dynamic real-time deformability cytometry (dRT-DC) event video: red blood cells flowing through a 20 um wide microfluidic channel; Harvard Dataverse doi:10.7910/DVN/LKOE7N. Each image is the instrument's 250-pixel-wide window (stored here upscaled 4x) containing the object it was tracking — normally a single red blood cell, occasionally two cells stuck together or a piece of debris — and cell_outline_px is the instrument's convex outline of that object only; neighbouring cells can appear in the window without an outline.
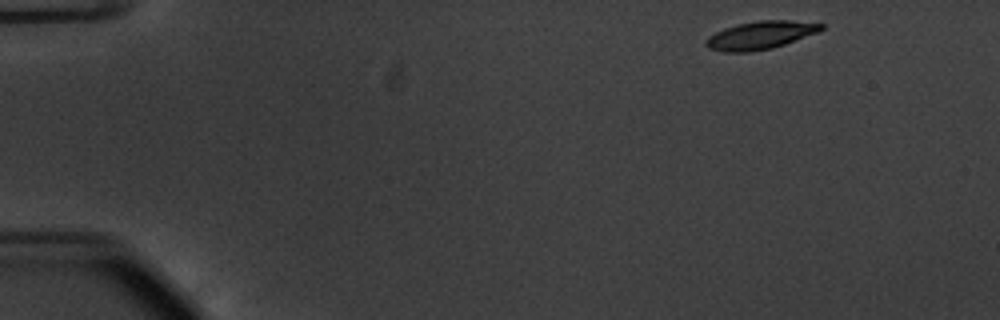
{"species": "common noctule bat (a hibernating species)", "species_latin": "Nyctalus noctula", "temperature_condition": "warm", "stored_images_in_passage": 49, "camera_frame_rate_fps": 3000, "um_per_image_px": 0.085, "animal": {"sex": "male", "body_mass_g": 20.1, "forearm_length_mm": 53.5}, "frame": {"image": 1, "passage_image": 1, "time_ms": 0.0, "image_size_px": [1000, 320], "cell_outline_px": [[824, 28], [820, 32], [772, 48], [748, 52], [724, 52], [708, 48], [704, 44], [704, 40], [708, 36], [724, 28], [736, 24], [760, 20], [788, 20], [824, 24]], "centroid_in_image_um": [64.61, 2.99], "position_along_channel_um": 20.4, "area_um2": 18.9}}
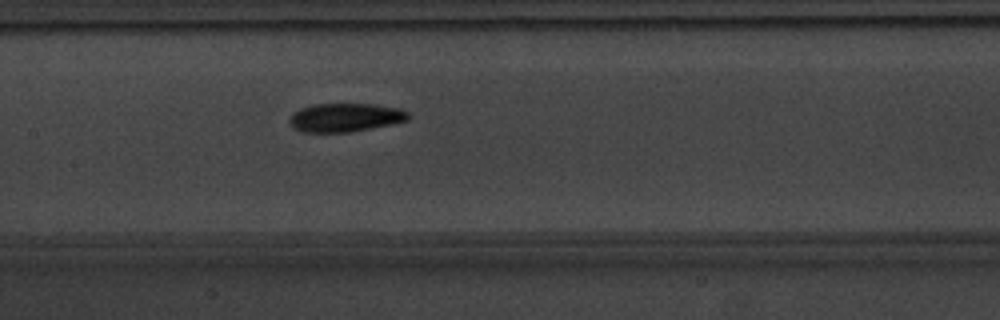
{"frame": {"image": 2, "passage_image": 22, "time_ms": 7.0, "image_size_px": [1000, 320], "cell_outline_px": [[408, 120], [392, 124], [352, 132], [300, 132], [292, 128], [288, 120], [292, 112], [300, 108], [312, 104], [376, 104], [400, 108], [408, 112]], "centroid_in_image_um": [29.3, 9.99], "position_along_channel_um": 178.1, "area_um2": 20.06}}
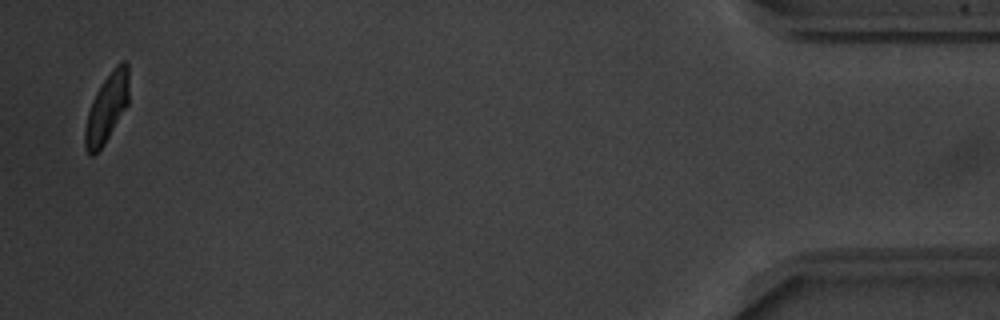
{"frame": {"image": 3, "passage_image": 48, "time_ms": 15.667, "image_size_px": [1000, 320], "cell_outline_px": [[128, 104], [104, 144], [92, 156], [88, 156], [84, 148], [84, 128], [88, 112], [92, 100], [100, 84], [116, 64], [120, 60], [124, 60], [128, 64]], "centroid_in_image_um": [9.06, 9.17], "position_along_channel_um": 426.1, "area_um2": 17.69}, "authors_computed_cell_mechanics": {"area_um2": 19.3052, "velocity_mm_per_s": 3.7695, "shape_relaxation_time_tau1_ms": 3.301, "shape_relaxation_time_tau2_ms": 3.7318, "deformation_change_tau1": 0.1609, "deformation_change_tau2": 0.0891}}